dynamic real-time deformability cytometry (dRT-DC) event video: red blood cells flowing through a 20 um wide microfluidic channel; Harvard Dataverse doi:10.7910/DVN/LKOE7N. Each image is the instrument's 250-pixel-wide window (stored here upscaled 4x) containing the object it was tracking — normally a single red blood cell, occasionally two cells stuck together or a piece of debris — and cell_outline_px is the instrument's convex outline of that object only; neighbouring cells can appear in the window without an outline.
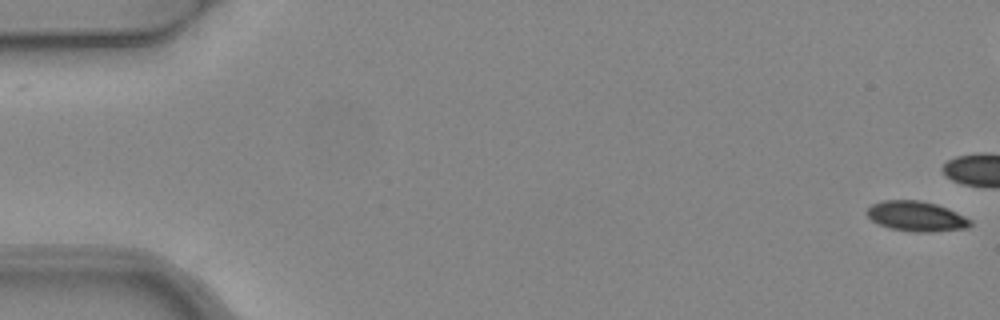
{"species": "common noctule bat (a hibernating species)", "species_latin": "Nyctalus noctula", "temperature_condition": "warm", "stored_images_in_passage": 7, "camera_frame_rate_fps": 3000, "um_per_image_px": 0.085, "animal": {"sex": "female", "body_mass_g": 24.6, "forearm_length_mm": 56.2}, "frame": {"image": 1, "passage_image": 1, "time_ms": 0.0, "image_size_px": [1000, 320], "cell_outline_px": [[972, 224], [968, 228], [932, 232], [912, 232], [888, 228], [872, 220], [864, 212], [872, 204], [884, 200], [920, 200], [936, 204], [948, 208], [972, 220]], "centroid_in_image_um": [77.89, 18.39], "position_along_channel_um": 7.1, "area_um2": 18.26}}
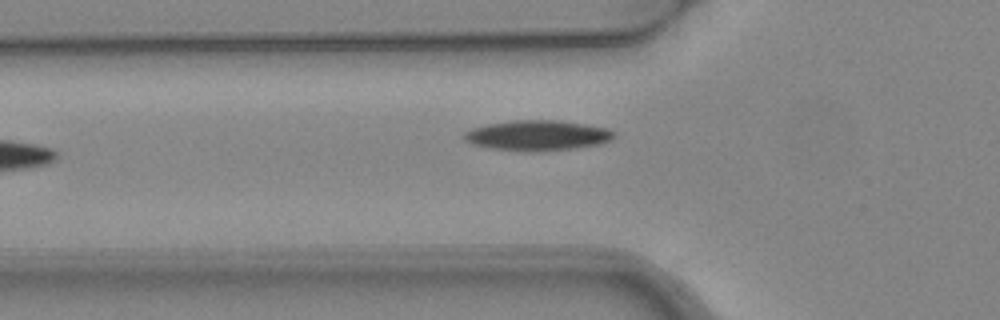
{"frame": {"image": 2, "passage_image": 7, "time_ms": 2.0, "image_size_px": [1000, 320], "cell_outline_px": [[616, 136], [612, 140], [600, 144], [572, 148], [540, 152], [524, 152], [492, 148], [472, 144], [464, 140], [464, 132], [472, 128], [488, 124], [512, 120], [556, 120], [584, 124], [608, 128], [616, 132]], "centroid_in_image_um": [45.71, 11.52], "position_along_channel_um": 80.1, "area_um2": 26.65}}